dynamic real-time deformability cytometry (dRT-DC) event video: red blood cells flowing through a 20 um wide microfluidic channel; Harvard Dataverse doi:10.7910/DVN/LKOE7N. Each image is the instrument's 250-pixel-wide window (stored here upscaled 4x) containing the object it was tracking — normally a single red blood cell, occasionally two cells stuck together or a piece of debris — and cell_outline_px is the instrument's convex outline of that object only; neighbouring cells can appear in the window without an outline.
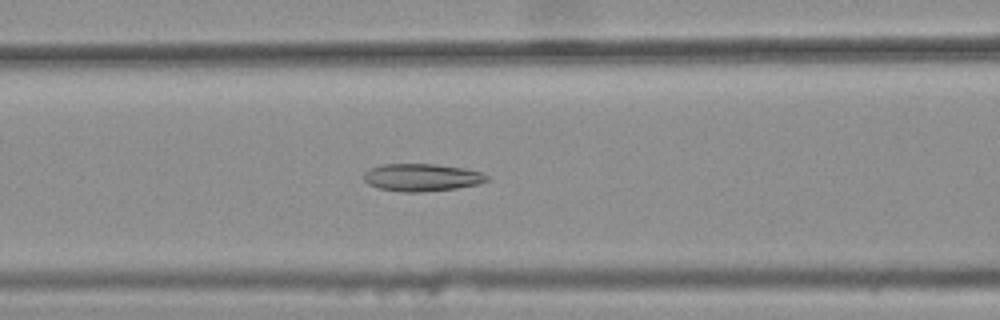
{"species": "common noctule bat (a hibernating species)", "species_latin": "Nyctalus noctula", "temperature_condition": "warm", "stored_images_in_passage": 25, "camera_frame_rate_fps": 3000, "um_per_image_px": 0.085, "animal": {"sex": "female", "body_mass_g": 25.1}, "frame": {"image": 1, "passage_image": 5, "time_ms": 1.333, "image_size_px": [1000, 320], "cell_outline_px": [[476, 180], [468, 184], [448, 188], [388, 188], [376, 184], [384, 168], [404, 164], [416, 164], [452, 168], [472, 172]], "centroid_in_image_um": [36.01, 15.05], "position_along_channel_um": 130.6, "area_um2": 13.81}}
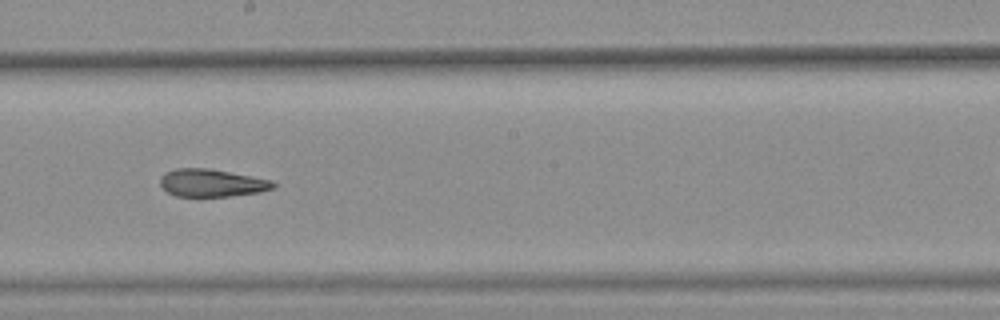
{"frame": {"image": 2, "passage_image": 13, "time_ms": 4.0, "image_size_px": [1000, 320], "cell_outline_px": [[272, 184], [268, 188], [248, 192], [220, 196], [184, 196], [172, 192], [164, 184], [164, 180], [172, 172], [220, 172], [260, 180]], "centroid_in_image_um": [17.98, 15.64], "position_along_channel_um": 230.2, "area_um2": 14.28}}
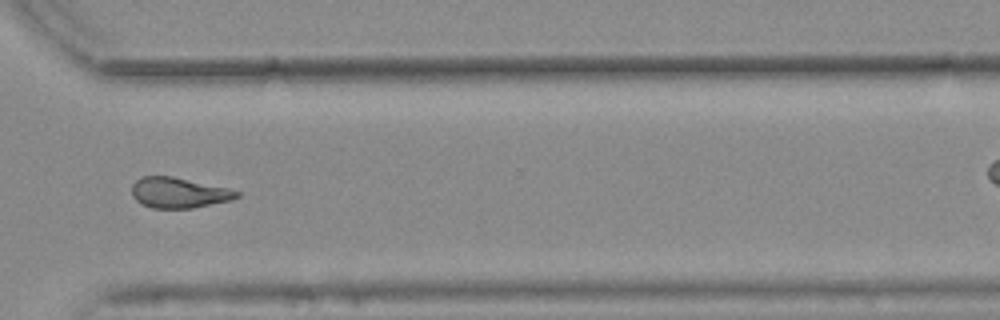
{"frame": {"image": 3, "passage_image": 23, "time_ms": 7.333, "image_size_px": [1000, 320], "cell_outline_px": [[236, 196], [224, 200], [184, 208], [160, 208], [144, 204], [136, 196], [152, 176], [164, 176], [236, 192]], "centroid_in_image_um": [15.28, 16.44], "position_along_channel_um": 355.3, "area_um2": 15.09}}